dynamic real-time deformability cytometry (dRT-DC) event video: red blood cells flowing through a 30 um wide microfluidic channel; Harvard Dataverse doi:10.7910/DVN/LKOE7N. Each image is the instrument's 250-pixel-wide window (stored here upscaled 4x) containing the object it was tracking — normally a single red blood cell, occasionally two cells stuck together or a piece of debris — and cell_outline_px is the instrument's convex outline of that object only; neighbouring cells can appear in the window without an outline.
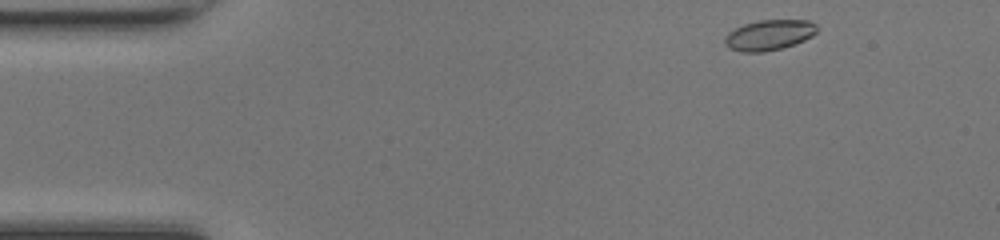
{"species": "common noctule bat (a hibernating species)", "species_latin": "Nyctalus noctula", "temperature_condition": "room temperature", "stored_images_in_passage": 44, "camera_frame_rate_fps": 3000, "um_per_image_px": 0.085, "animal": {"sex": "female", "body_mass_g": 17.0, "forearm_length_mm": 48.0}, "frame": {"image": 1, "passage_image": 1, "time_ms": 0.0, "image_size_px": [1000, 240], "cell_outline_px": [[816, 32], [812, 36], [804, 40], [780, 48], [764, 52], [744, 52], [728, 48], [724, 44], [724, 36], [728, 32], [744, 24], [760, 20], [808, 20], [816, 24]], "centroid_in_image_um": [65.34, 2.97], "position_along_channel_um": 19.7, "area_um2": 16.24}}
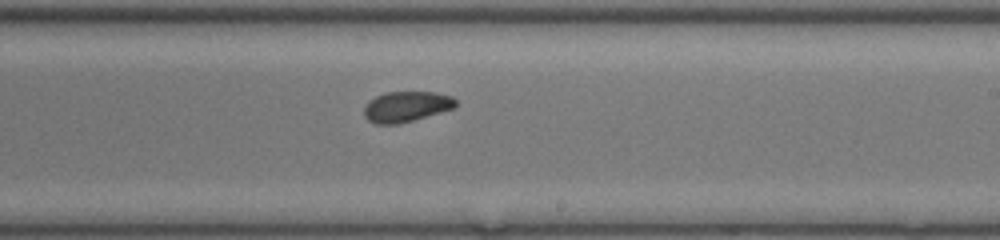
{"frame": {"image": 2, "passage_image": 24, "time_ms": 7.667, "image_size_px": [1000, 240], "cell_outline_px": [[456, 104], [452, 108], [400, 124], [376, 124], [368, 120], [364, 116], [364, 108], [368, 100], [376, 96], [388, 92], [436, 92], [452, 96], [456, 100]], "centroid_in_image_um": [34.5, 9.06], "position_along_channel_um": 254.5, "area_um2": 16.18}}
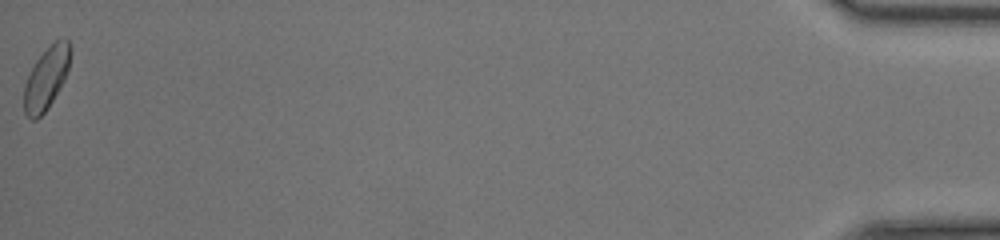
{"frame": {"image": 3, "passage_image": 44, "time_ms": 14.333, "image_size_px": [1000, 240], "cell_outline_px": [[72, 48], [68, 68], [64, 80], [48, 108], [36, 120], [32, 120], [24, 112], [24, 84], [36, 60], [56, 40], [68, 40]], "centroid_in_image_um": [3.94, 6.67], "position_along_channel_um": 431.3, "area_um2": 16.53}, "authors_computed_cell_mechanics": {"area_um2": 16.5308, "velocity_mm_per_s": 4.2706, "shape_relaxation_time_tau1_ms": 2.0618, "shape_relaxation_time_tau2_ms": 1.6474, "deformation_change_tau1": 0.0672, "deformation_change_tau2": 0.0564}}